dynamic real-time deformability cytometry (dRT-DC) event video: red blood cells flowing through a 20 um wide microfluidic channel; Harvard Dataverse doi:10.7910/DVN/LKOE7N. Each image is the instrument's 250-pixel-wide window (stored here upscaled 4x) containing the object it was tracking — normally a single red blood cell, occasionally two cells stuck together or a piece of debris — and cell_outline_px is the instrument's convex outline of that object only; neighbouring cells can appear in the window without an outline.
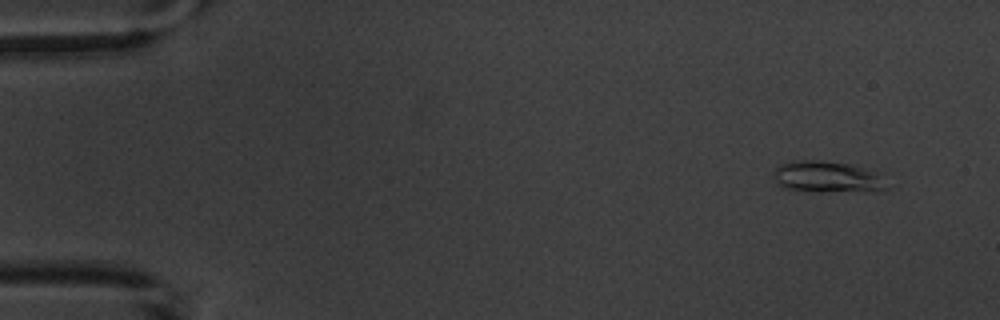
{"species": "common noctule bat (a hibernating species)", "species_latin": "Nyctalus noctula", "temperature_condition": "warm", "stored_images_in_passage": 7, "camera_frame_rate_fps": 3000, "um_per_image_px": 0.085, "animal": {"sex": "male", "body_mass_g": 20.1, "forearm_length_mm": 53.5}, "frame": {"image": 1, "passage_image": 2, "time_ms": 1.0, "image_size_px": [1000, 320], "cell_outline_px": [[888, 188], [876, 192], [820, 192], [784, 188], [776, 184], [776, 168], [780, 164], [800, 160], [820, 160], [852, 164], [884, 172]], "centroid_in_image_um": [70.5, 15.05], "position_along_channel_um": 14.5, "area_um2": 21.5}}
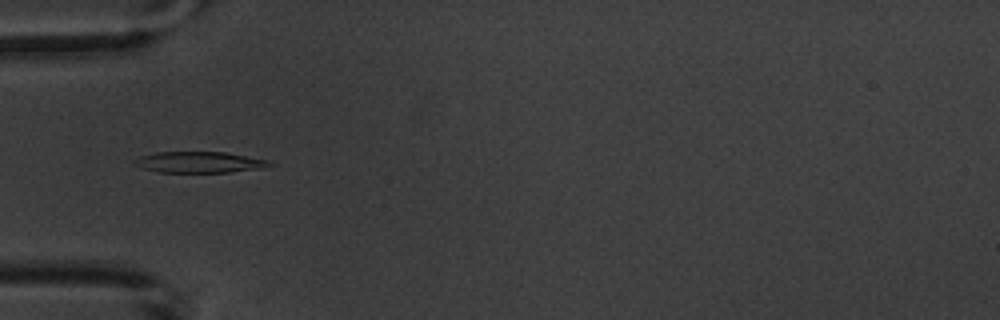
{"frame": {"image": 2, "passage_image": 6, "time_ms": 5.667, "image_size_px": [1000, 320], "cell_outline_px": [[272, 164], [260, 168], [228, 172], [160, 172], [140, 168], [132, 164], [132, 160], [140, 156], [156, 152], [224, 152], [268, 160]], "centroid_in_image_um": [16.83, 13.78], "position_along_channel_um": 68.2, "area_um2": 16.47}}
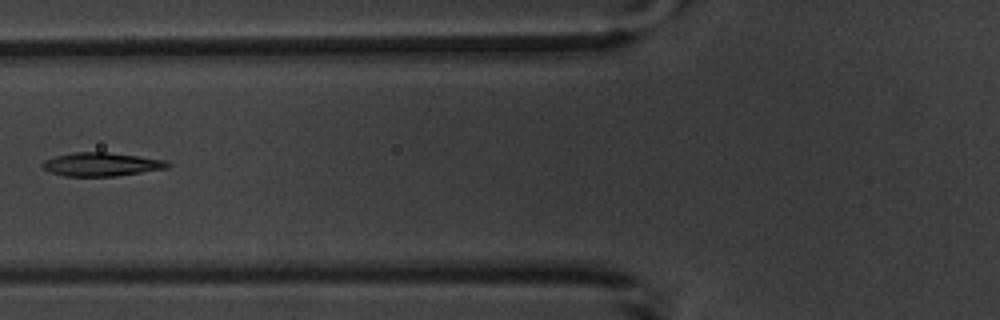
{"frame": {"image": 3, "passage_image": 7, "time_ms": 7.0, "image_size_px": [1000, 320], "cell_outline_px": [[172, 164], [168, 168], [116, 176], [64, 176], [52, 172], [44, 168], [40, 164], [44, 160], [56, 156], [76, 152], [108, 152], [168, 160]], "centroid_in_image_um": [8.67, 13.96], "position_along_channel_um": 117.1, "area_um2": 17.17}}